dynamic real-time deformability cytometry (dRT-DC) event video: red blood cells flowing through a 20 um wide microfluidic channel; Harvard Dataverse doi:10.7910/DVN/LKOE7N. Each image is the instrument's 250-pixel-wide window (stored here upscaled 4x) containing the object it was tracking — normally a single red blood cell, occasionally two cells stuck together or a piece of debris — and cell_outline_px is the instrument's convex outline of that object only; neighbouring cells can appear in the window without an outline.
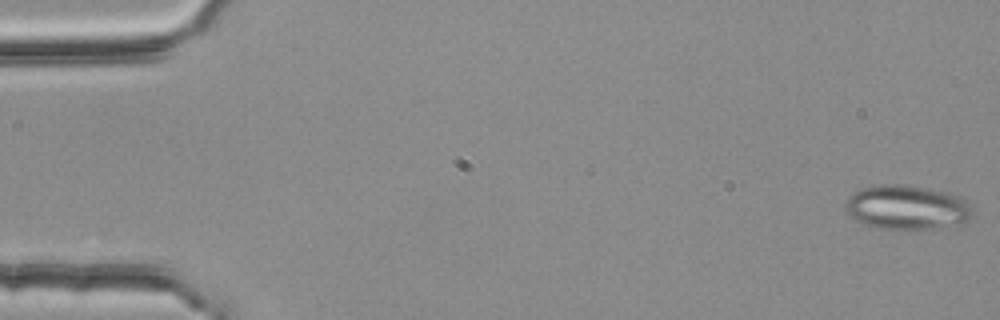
{"species": "common noctule bat (a hibernating species)", "species_latin": "Nyctalus noctula", "temperature_condition": "room temperature", "stored_images_in_passage": 14, "camera_frame_rate_fps": 3000, "um_per_image_px": 0.085, "animal": {"sex": "female", "body_mass_g": 25.1}, "frame": {"image": 1, "passage_image": 1, "time_ms": 0.0, "image_size_px": [1000, 320], "cell_outline_px": [[972, 216], [968, 220], [928, 228], [880, 228], [864, 224], [856, 220], [844, 208], [844, 204], [848, 196], [852, 192], [864, 188], [880, 184], [900, 184], [924, 188], [944, 192], [956, 196], [964, 200], [972, 208]], "centroid_in_image_um": [77.0, 17.6], "position_along_channel_um": 8.0, "area_um2": 31.91}}